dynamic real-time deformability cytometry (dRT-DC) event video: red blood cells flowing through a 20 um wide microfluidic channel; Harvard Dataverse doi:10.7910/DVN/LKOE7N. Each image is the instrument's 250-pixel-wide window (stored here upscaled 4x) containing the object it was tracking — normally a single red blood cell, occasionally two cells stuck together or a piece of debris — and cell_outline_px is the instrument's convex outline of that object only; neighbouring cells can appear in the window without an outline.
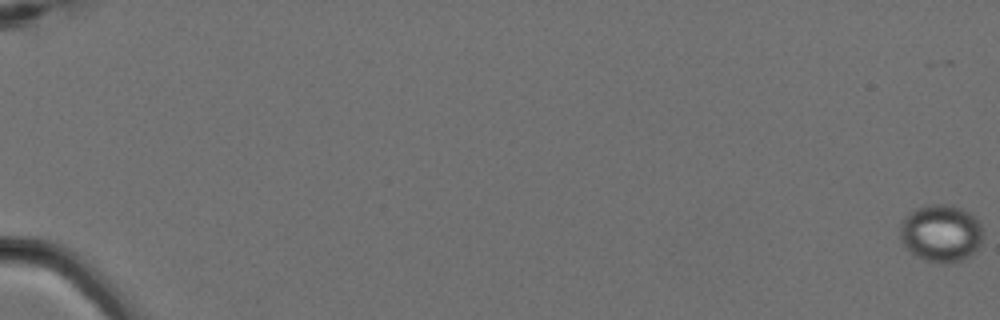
{"species": "Egyptian fruit bat (a non-hibernating species)", "species_latin": "Rousettus aegyptiacus", "temperature_condition": "cold", "stored_images_in_passage": 8, "camera_frame_rate_fps": 3000, "um_per_image_px": 0.085, "animal": {"sex": "female"}, "frame": {"image": 1, "passage_image": 1, "time_ms": 0.0, "image_size_px": [1000, 320], "cell_outline_px": [[980, 240], [976, 248], [964, 260], [948, 264], [940, 264], [924, 260], [916, 256], [900, 240], [900, 224], [904, 216], [916, 208], [928, 204], [952, 204], [968, 212], [980, 224]], "centroid_in_image_um": [79.92, 19.82], "position_along_channel_um": 5.1, "area_um2": 27.57}}
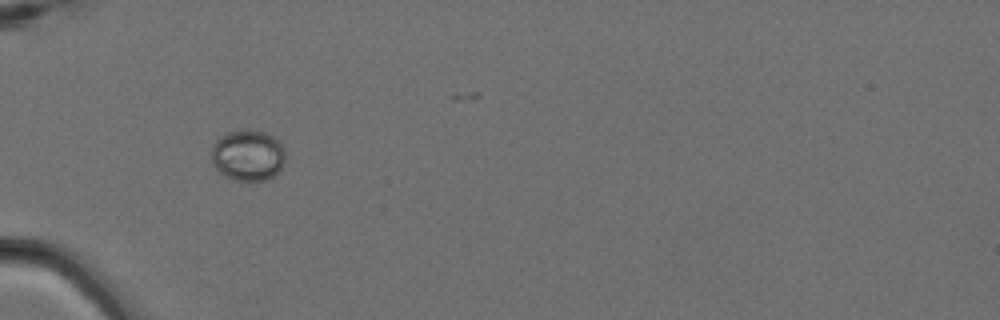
{"frame": {"image": 2, "passage_image": 6, "time_ms": 1.667, "image_size_px": [1000, 320], "cell_outline_px": [[284, 164], [268, 180], [236, 180], [224, 176], [212, 164], [212, 144], [216, 140], [228, 132], [264, 132], [272, 136], [280, 144], [284, 152]], "centroid_in_image_um": [21.04, 13.24], "position_along_channel_um": 64.0, "area_um2": 21.33}}
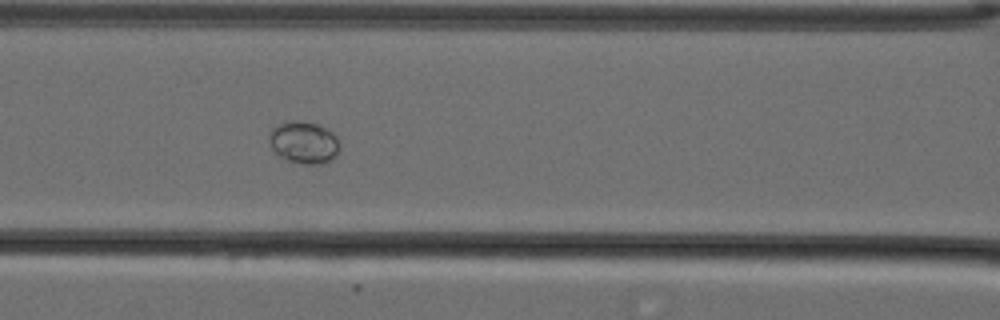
{"frame": {"image": 3, "passage_image": 8, "time_ms": 2.333, "image_size_px": [1000, 320], "cell_outline_px": [[340, 148], [336, 156], [332, 160], [320, 164], [304, 164], [288, 160], [280, 156], [272, 148], [268, 140], [268, 136], [272, 128], [276, 124], [292, 120], [296, 120], [316, 124], [332, 132], [336, 136], [340, 144]], "centroid_in_image_um": [25.82, 12.11], "position_along_channel_um": 140.8, "area_um2": 17.4}}